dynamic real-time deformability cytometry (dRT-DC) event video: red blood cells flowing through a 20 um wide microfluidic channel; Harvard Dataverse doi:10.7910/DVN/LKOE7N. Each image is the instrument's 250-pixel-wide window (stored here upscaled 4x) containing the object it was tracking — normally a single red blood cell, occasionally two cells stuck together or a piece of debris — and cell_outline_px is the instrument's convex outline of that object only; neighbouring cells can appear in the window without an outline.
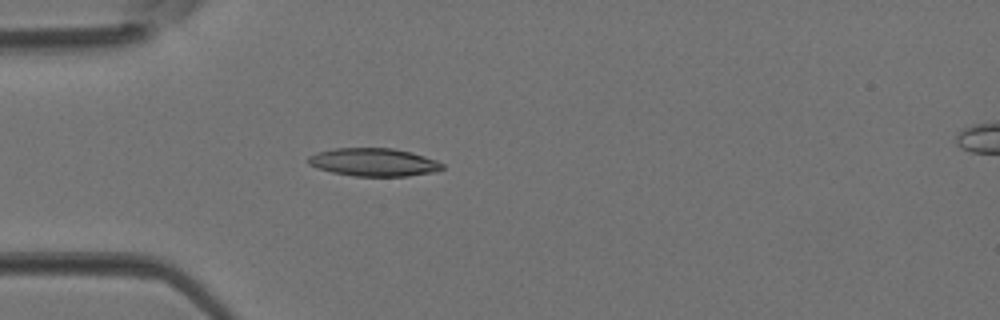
{"species": "Egyptian fruit bat (a non-hibernating species)", "species_latin": "Rousettus aegyptiacus", "temperature_condition": "room temperature", "stored_images_in_passage": 3, "camera_frame_rate_fps": 3000, "um_per_image_px": 0.085, "animal": {"sex": "female"}, "frame": {"image": 1, "passage_image": 3, "time_ms": 0.667, "image_size_px": [1000, 320], "cell_outline_px": [[444, 168], [436, 172], [408, 176], [352, 176], [332, 172], [316, 168], [308, 164], [308, 156], [316, 152], [336, 148], [392, 148], [412, 152], [436, 160], [444, 164]], "centroid_in_image_um": [31.77, 13.79], "position_along_channel_um": 53.2, "area_um2": 22.08}}